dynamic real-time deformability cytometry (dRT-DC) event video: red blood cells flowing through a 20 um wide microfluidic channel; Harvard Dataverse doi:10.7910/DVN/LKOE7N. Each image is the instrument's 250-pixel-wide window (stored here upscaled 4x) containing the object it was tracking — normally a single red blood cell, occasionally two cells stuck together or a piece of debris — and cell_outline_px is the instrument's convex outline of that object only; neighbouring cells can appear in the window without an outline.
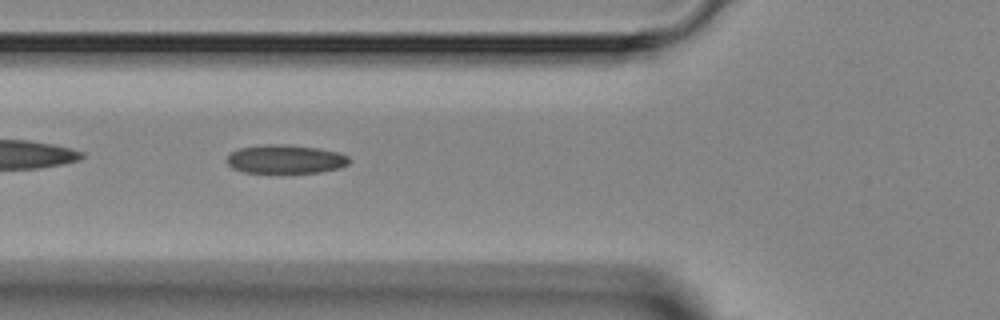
{"species": "Egyptian fruit bat (a non-hibernating species)", "species_latin": "Rousettus aegyptiacus", "temperature_condition": "room temperature", "stored_images_in_passage": 7, "camera_frame_rate_fps": 3000, "um_per_image_px": 0.085, "animal": {"sex": "female"}, "frame": {"image": 1, "passage_image": 4, "time_ms": 3.333, "image_size_px": [1000, 320], "cell_outline_px": [[352, 160], [348, 164], [340, 168], [320, 172], [244, 172], [232, 168], [228, 164], [228, 156], [236, 148], [264, 144], [284, 144], [316, 148], [336, 152], [348, 156]], "centroid_in_image_um": [24.26, 13.52], "position_along_channel_um": 101.5, "area_um2": 20.35}}
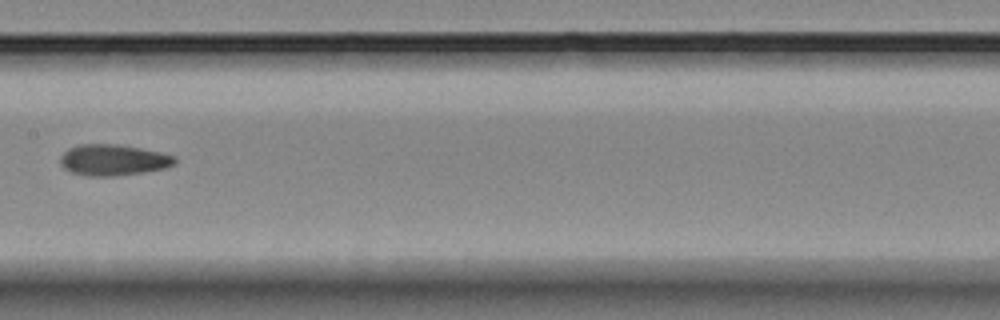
{"frame": {"image": 2, "passage_image": 6, "time_ms": 5.667, "image_size_px": [1000, 320], "cell_outline_px": [[176, 164], [164, 168], [144, 172], [116, 176], [88, 176], [72, 172], [64, 168], [60, 164], [60, 156], [68, 148], [80, 144], [120, 144], [160, 152], [176, 156]], "centroid_in_image_um": [9.62, 13.59], "position_along_channel_um": 197.8, "area_um2": 20.87}}
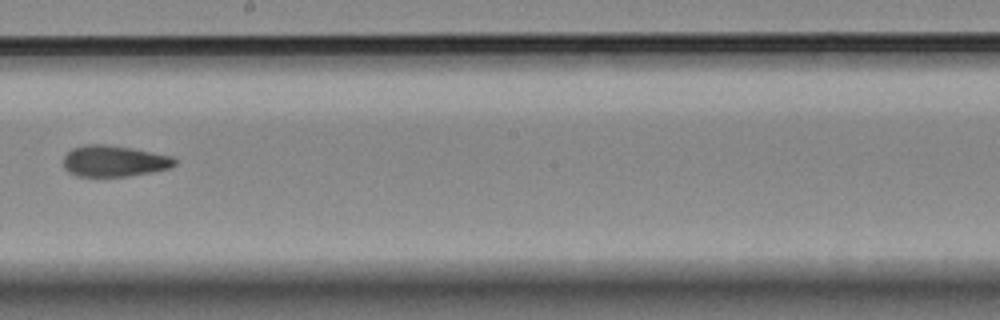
{"frame": {"image": 3, "passage_image": 7, "time_ms": 6.667, "image_size_px": [1000, 320], "cell_outline_px": [[176, 164], [172, 168], [152, 172], [128, 176], [76, 176], [68, 172], [64, 168], [64, 156], [72, 148], [84, 144], [104, 144], [132, 148], [172, 156], [176, 160]], "centroid_in_image_um": [9.7, 13.69], "position_along_channel_um": 238.5, "area_um2": 20.35}}